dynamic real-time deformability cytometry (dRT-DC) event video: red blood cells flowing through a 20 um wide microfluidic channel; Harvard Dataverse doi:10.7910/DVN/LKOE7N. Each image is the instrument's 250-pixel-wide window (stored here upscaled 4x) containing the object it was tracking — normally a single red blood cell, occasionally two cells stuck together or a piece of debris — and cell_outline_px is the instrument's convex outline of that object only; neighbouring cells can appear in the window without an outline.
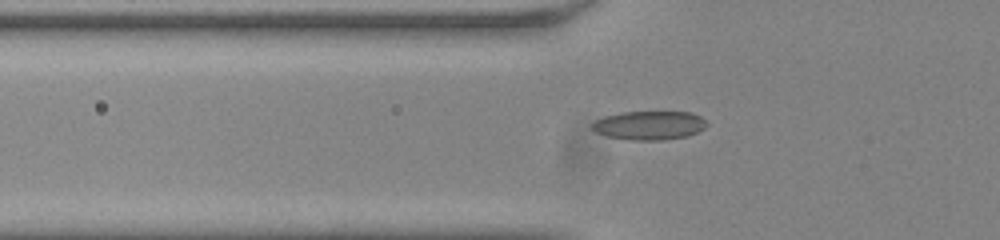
{"species": "common noctule bat (a hibernating species)", "species_latin": "Nyctalus noctula", "temperature_condition": "room temperature", "stored_images_in_passage": 39, "camera_frame_rate_fps": 3000, "um_per_image_px": 0.085, "animal": {"sex": "male", "body_mass_g": 20.0, "forearm_length_mm": 53.3}, "frame": {"image": 1, "passage_image": 4, "time_ms": 1.0, "image_size_px": [1000, 240], "cell_outline_px": [[708, 124], [704, 128], [688, 136], [660, 140], [632, 140], [608, 136], [596, 132], [592, 128], [592, 124], [596, 120], [604, 116], [620, 112], [692, 112], [700, 116]], "centroid_in_image_um": [55.2, 10.65], "position_along_channel_um": 70.6, "area_um2": 19.13}}
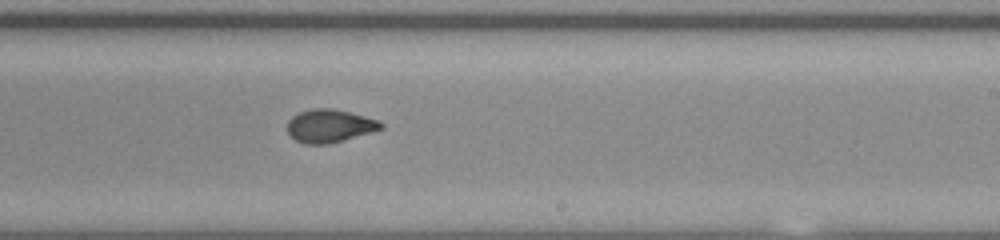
{"frame": {"image": 2, "passage_image": 19, "time_ms": 6.0, "image_size_px": [1000, 240], "cell_outline_px": [[384, 128], [372, 132], [328, 144], [304, 144], [296, 140], [288, 132], [288, 120], [292, 116], [300, 112], [312, 108], [332, 108], [380, 120], [384, 124]], "centroid_in_image_um": [28.03, 10.7], "position_along_channel_um": 261.0, "area_um2": 17.98}}
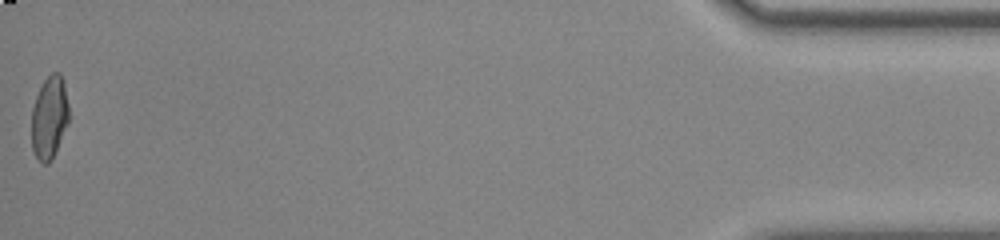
{"frame": {"image": 3, "passage_image": 39, "time_ms": 12.667, "image_size_px": [1000, 240], "cell_outline_px": [[68, 124], [52, 160], [48, 164], [44, 164], [36, 156], [32, 148], [32, 108], [36, 96], [44, 80], [52, 72], [60, 72], [64, 80], [68, 104]], "centroid_in_image_um": [4.21, 9.97], "position_along_channel_um": 431.0, "area_um2": 18.03}, "authors_computed_cell_mechanics": {"area_um2": 18.1492, "velocity_mm_per_s": 3.8293, "shape_relaxation_time_tau1_ms": 3.9638, "shape_relaxation_time_tau2_ms": 1.3489, "deformation_change_tau1": 0.176, "deformation_change_tau2": 0.0661}}